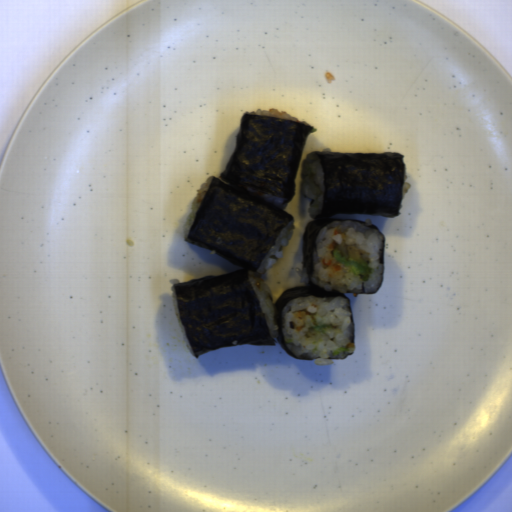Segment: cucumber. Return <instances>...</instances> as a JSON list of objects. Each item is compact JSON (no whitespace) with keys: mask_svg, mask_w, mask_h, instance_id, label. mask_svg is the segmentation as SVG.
I'll list each match as a JSON object with an SVG mask.
<instances>
[{"mask_svg":"<svg viewBox=\"0 0 512 512\" xmlns=\"http://www.w3.org/2000/svg\"><path fill=\"white\" fill-rule=\"evenodd\" d=\"M350 351V349H346V348H343V347H339L337 350H335L334 352H332L333 356H337L339 353L341 352H348Z\"/></svg>","mask_w":512,"mask_h":512,"instance_id":"cucumber-3","label":"cucumber"},{"mask_svg":"<svg viewBox=\"0 0 512 512\" xmlns=\"http://www.w3.org/2000/svg\"><path fill=\"white\" fill-rule=\"evenodd\" d=\"M337 328H338V326H336V325L320 323V324L312 326L311 330L313 331V333H316L318 335H325L327 330H337Z\"/></svg>","mask_w":512,"mask_h":512,"instance_id":"cucumber-2","label":"cucumber"},{"mask_svg":"<svg viewBox=\"0 0 512 512\" xmlns=\"http://www.w3.org/2000/svg\"><path fill=\"white\" fill-rule=\"evenodd\" d=\"M333 257L336 262L340 263L343 267H346L353 271L355 277L359 282H367L373 275L374 271L372 267L363 261H346L345 257L342 256L339 249L333 250Z\"/></svg>","mask_w":512,"mask_h":512,"instance_id":"cucumber-1","label":"cucumber"}]
</instances>
